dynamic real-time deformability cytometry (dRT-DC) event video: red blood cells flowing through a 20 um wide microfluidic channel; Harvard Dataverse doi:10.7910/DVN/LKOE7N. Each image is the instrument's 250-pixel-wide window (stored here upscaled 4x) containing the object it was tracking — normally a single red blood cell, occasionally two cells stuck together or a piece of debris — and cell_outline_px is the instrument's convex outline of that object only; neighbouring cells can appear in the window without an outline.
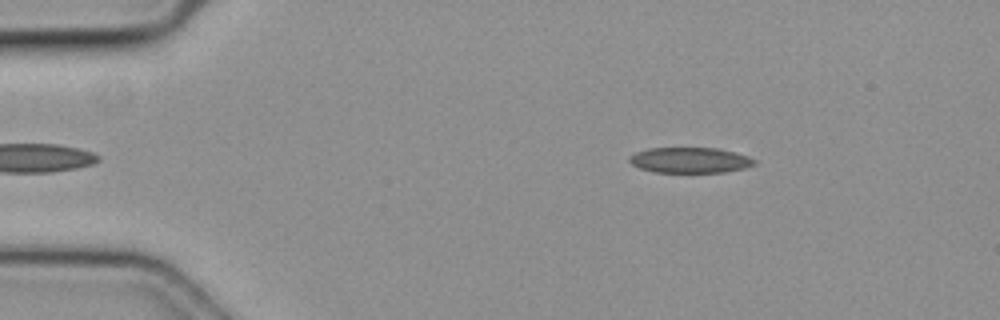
{"species": "common noctule bat (a hibernating species)", "species_latin": "Nyctalus noctula", "temperature_condition": "cold", "stored_images_in_passage": 43, "camera_frame_rate_fps": 3000, "um_per_image_px": 0.085, "animal": {"sex": "female", "body_mass_g": 19.3, "forearm_length_mm": 54.1}, "frame": {"image": 1, "passage_image": 2, "time_ms": 0.333, "image_size_px": [1000, 320], "cell_outline_px": [[756, 164], [744, 168], [724, 172], [656, 172], [640, 168], [632, 164], [628, 160], [628, 156], [636, 152], [648, 148], [720, 148], [736, 152], [748, 156], [756, 160]], "centroid_in_image_um": [58.66, 13.6], "position_along_channel_um": 26.3, "area_um2": 18.67}}
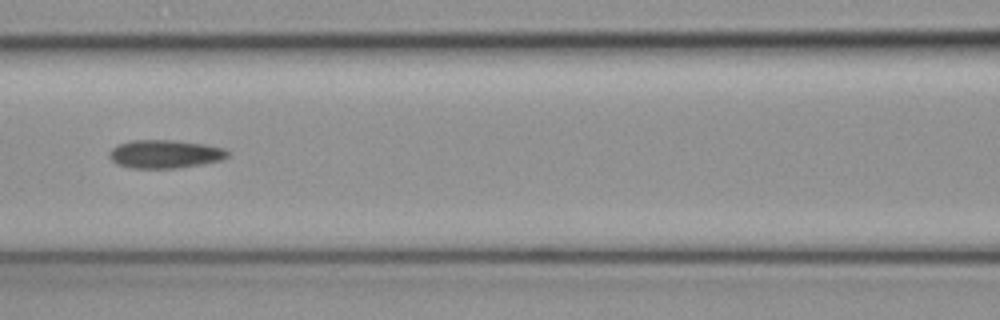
{"frame": {"image": 2, "passage_image": 16, "time_ms": 5.0, "image_size_px": [1000, 320], "cell_outline_px": [[232, 152], [224, 160], [176, 168], [132, 168], [116, 164], [108, 156], [108, 152], [112, 148], [120, 144], [132, 140], [176, 140], [204, 144], [224, 148]], "centroid_in_image_um": [14.05, 13.09], "position_along_channel_um": 152.6, "area_um2": 19.65}}
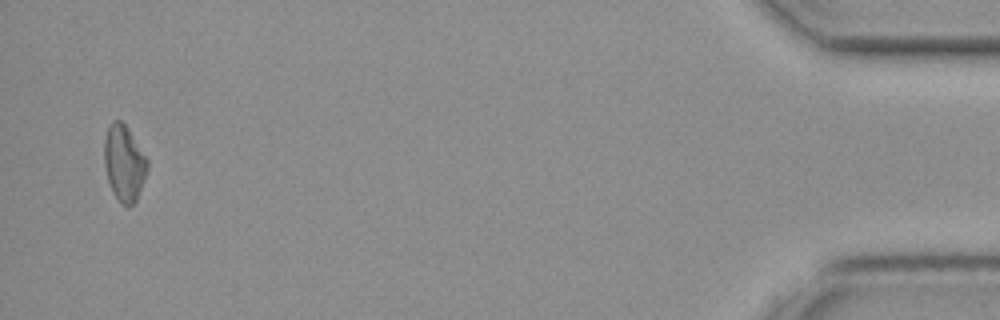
{"frame": {"image": 3, "passage_image": 42, "time_ms": 13.667, "image_size_px": [1000, 320], "cell_outline_px": [[148, 168], [136, 200], [128, 208], [120, 204], [108, 180], [104, 164], [104, 136], [108, 124], [112, 120], [120, 120], [128, 128], [148, 160]], "centroid_in_image_um": [10.53, 13.83], "position_along_channel_um": 424.7, "area_um2": 19.07}}